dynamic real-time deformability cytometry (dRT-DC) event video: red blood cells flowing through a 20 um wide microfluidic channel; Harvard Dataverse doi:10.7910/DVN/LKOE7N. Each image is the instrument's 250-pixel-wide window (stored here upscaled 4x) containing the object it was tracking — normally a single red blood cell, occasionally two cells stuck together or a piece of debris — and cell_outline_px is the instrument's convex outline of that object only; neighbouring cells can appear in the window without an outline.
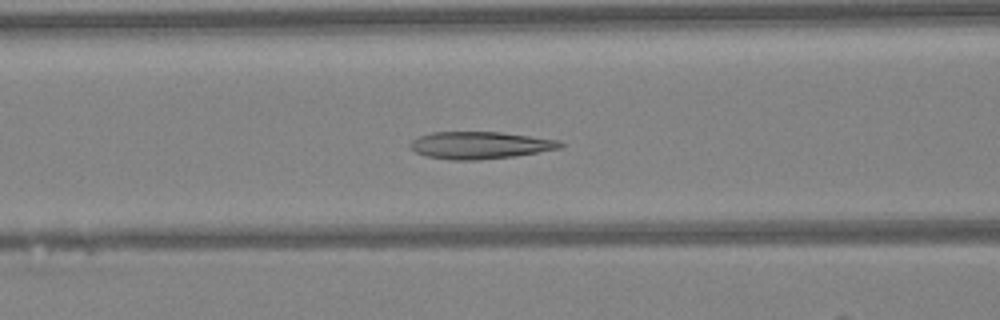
{"species": "Egyptian fruit bat (a non-hibernating species)", "species_latin": "Rousettus aegyptiacus", "temperature_condition": "warm", "stored_images_in_passage": 43, "camera_frame_rate_fps": 3000, "um_per_image_px": 0.085, "animal": {"sex": "female"}, "frame": {"image": 1, "passage_image": 15, "time_ms": 4.667, "image_size_px": [1000, 320], "cell_outline_px": [[564, 144], [560, 148], [516, 156], [480, 160], [452, 160], [428, 156], [416, 152], [408, 144], [412, 140], [420, 136], [432, 132], [500, 132], [560, 140]], "centroid_in_image_um": [40.82, 12.34], "position_along_channel_um": 125.8, "area_um2": 23.7}}
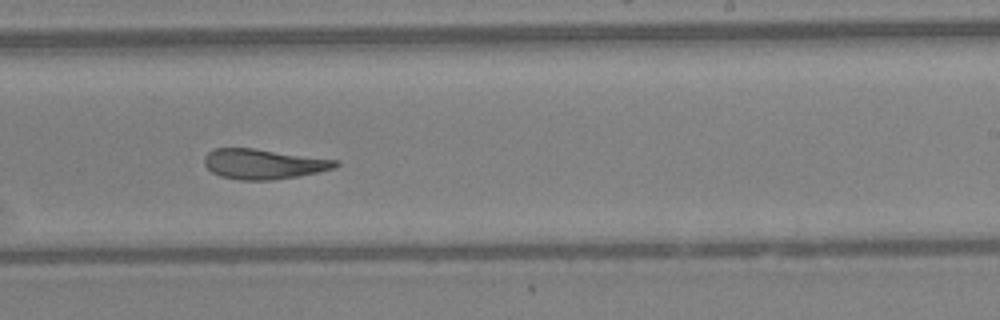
{"frame": {"image": 2, "passage_image": 25, "time_ms": 8.0, "image_size_px": [1000, 320], "cell_outline_px": [[340, 164], [336, 168], [296, 176], [272, 180], [240, 180], [220, 176], [212, 172], [204, 164], [204, 156], [212, 148], [252, 148], [340, 160]], "centroid_in_image_um": [22.39, 13.93], "position_along_channel_um": 266.6, "area_um2": 23.0}}
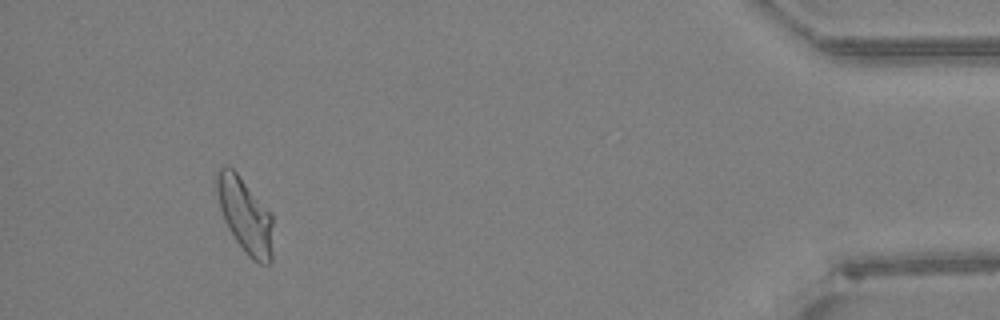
{"frame": {"image": 3, "passage_image": 40, "time_ms": 13.0, "image_size_px": [1000, 320], "cell_outline_px": [[272, 264], [260, 264], [252, 260], [244, 252], [228, 228], [224, 220], [220, 208], [216, 188], [216, 176], [220, 168], [232, 168], [236, 172], [272, 212]], "centroid_in_image_um": [20.86, 18.36], "position_along_channel_um": 414.3, "area_um2": 24.57}, "authors_computed_cell_mechanics": {"area_um2": 24.3916, "velocity_mm_per_s": 4.2448, "shape_relaxation_time_tau1_ms": 10.907, "shape_relaxation_time_tau2_ms": 2.023, "deformation_change_tau1": 0.2441, "deformation_change_tau2": 0.0932}}